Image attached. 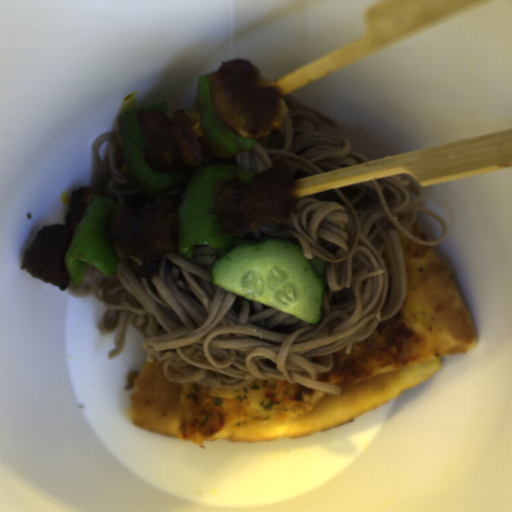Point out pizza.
I'll return each mask as SVG.
<instances>
[{"label": "pizza", "mask_w": 512, "mask_h": 512, "mask_svg": "<svg viewBox=\"0 0 512 512\" xmlns=\"http://www.w3.org/2000/svg\"><path fill=\"white\" fill-rule=\"evenodd\" d=\"M410 235H412L415 239L429 242L430 239L427 236V234L424 232V230L421 228V226L418 224V222L415 220L410 226H408L405 229Z\"/></svg>", "instance_id": "d2c48207"}, {"label": "pizza", "mask_w": 512, "mask_h": 512, "mask_svg": "<svg viewBox=\"0 0 512 512\" xmlns=\"http://www.w3.org/2000/svg\"><path fill=\"white\" fill-rule=\"evenodd\" d=\"M398 236L401 306L316 375L318 382L339 386L340 394L274 377L239 388L170 382L163 360H145L128 395L127 419L195 445L283 440L353 420L440 371L441 356L474 350L478 335L444 263L432 246Z\"/></svg>", "instance_id": "dd6c1bee"}]
</instances>
